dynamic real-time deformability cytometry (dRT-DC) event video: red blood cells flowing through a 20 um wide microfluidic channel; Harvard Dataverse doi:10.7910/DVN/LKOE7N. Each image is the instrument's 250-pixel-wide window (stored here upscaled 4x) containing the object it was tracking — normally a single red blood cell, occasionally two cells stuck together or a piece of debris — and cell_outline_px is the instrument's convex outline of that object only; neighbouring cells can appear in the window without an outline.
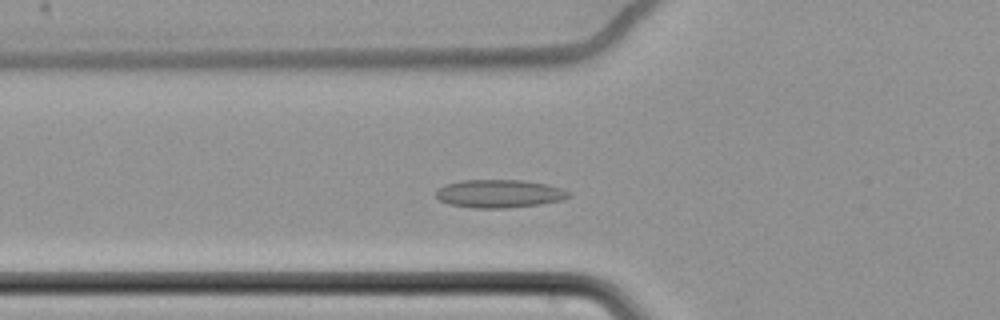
{"species": "common noctule bat (a hibernating species)", "species_latin": "Nyctalus noctula", "temperature_condition": "cold", "stored_images_in_passage": 47, "camera_frame_rate_fps": 3000, "um_per_image_px": 0.085, "animal": {"sex": "female", "body_mass_g": 22.7, "forearm_length_mm": 54.2}, "frame": {"image": 1, "passage_image": 17, "time_ms": 5.333, "image_size_px": [1000, 320], "cell_outline_px": [[572, 196], [564, 200], [540, 204], [508, 208], [472, 208], [448, 204], [440, 200], [436, 196], [436, 192], [444, 184], [460, 180], [524, 180], [548, 184], [572, 192]], "centroid_in_image_um": [42.48, 16.46], "position_along_channel_um": 83.3, "area_um2": 22.02}}
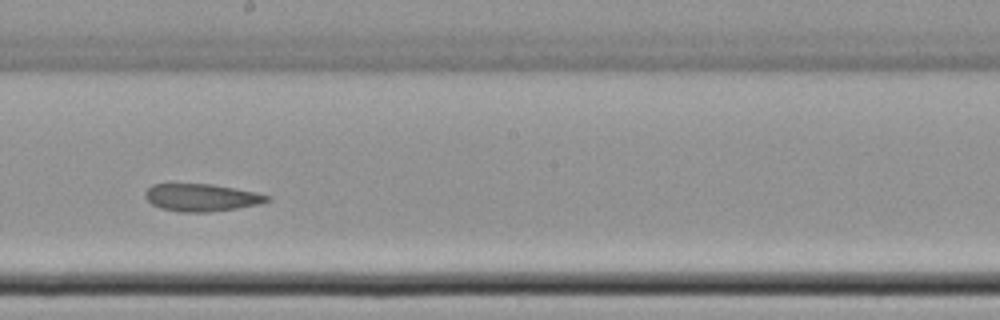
{"frame": {"image": 2, "passage_image": 30, "time_ms": 9.667, "image_size_px": [1000, 320], "cell_outline_px": [[272, 200], [256, 204], [236, 208], [208, 212], [180, 212], [160, 208], [152, 204], [144, 196], [144, 192], [152, 184], [212, 184], [256, 192], [272, 196]], "centroid_in_image_um": [17.12, 16.78], "position_along_channel_um": 231.1, "area_um2": 19.48}}
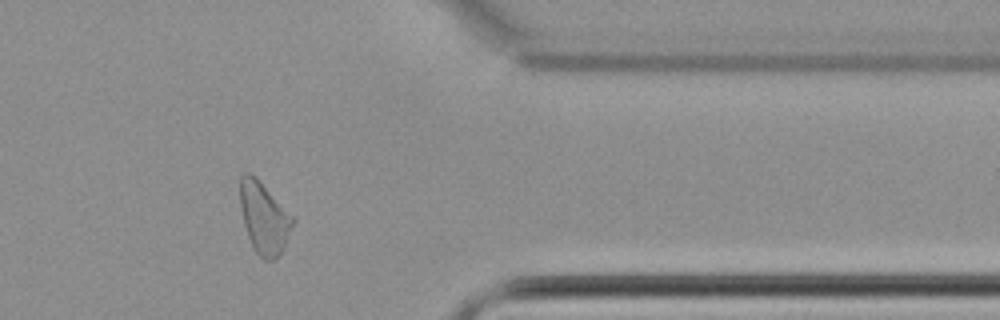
{"frame": {"image": 3, "passage_image": 45, "time_ms": 14.667, "image_size_px": [1000, 320], "cell_outline_px": [[296, 220], [284, 248], [272, 260], [264, 260], [252, 248], [244, 224], [240, 208], [240, 176], [244, 172], [248, 172], [256, 176]], "centroid_in_image_um": [22.43, 18.51], "position_along_channel_um": 389.0, "area_um2": 21.96}}